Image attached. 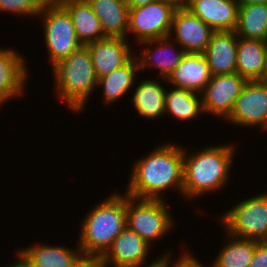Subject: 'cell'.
I'll return each instance as SVG.
<instances>
[{
    "label": "cell",
    "instance_id": "f1b7e54d",
    "mask_svg": "<svg viewBox=\"0 0 267 267\" xmlns=\"http://www.w3.org/2000/svg\"><path fill=\"white\" fill-rule=\"evenodd\" d=\"M170 256H172V253L170 255L167 253L162 255L161 258H158L161 261V267H205L198 259L194 258L189 251L188 253L187 251L183 254L181 253L180 259L178 258L177 261L175 260L173 266Z\"/></svg>",
    "mask_w": 267,
    "mask_h": 267
},
{
    "label": "cell",
    "instance_id": "e0dca14e",
    "mask_svg": "<svg viewBox=\"0 0 267 267\" xmlns=\"http://www.w3.org/2000/svg\"><path fill=\"white\" fill-rule=\"evenodd\" d=\"M267 42L238 37L236 73L247 82L266 81Z\"/></svg>",
    "mask_w": 267,
    "mask_h": 267
},
{
    "label": "cell",
    "instance_id": "603a6c76",
    "mask_svg": "<svg viewBox=\"0 0 267 267\" xmlns=\"http://www.w3.org/2000/svg\"><path fill=\"white\" fill-rule=\"evenodd\" d=\"M124 66L114 69L111 73L101 77L97 81V87L103 88V102L108 106L116 100H120L134 83L135 73L140 70L137 56Z\"/></svg>",
    "mask_w": 267,
    "mask_h": 267
},
{
    "label": "cell",
    "instance_id": "d590c367",
    "mask_svg": "<svg viewBox=\"0 0 267 267\" xmlns=\"http://www.w3.org/2000/svg\"><path fill=\"white\" fill-rule=\"evenodd\" d=\"M148 267H161V261L158 259L155 264L148 266Z\"/></svg>",
    "mask_w": 267,
    "mask_h": 267
},
{
    "label": "cell",
    "instance_id": "2e32d148",
    "mask_svg": "<svg viewBox=\"0 0 267 267\" xmlns=\"http://www.w3.org/2000/svg\"><path fill=\"white\" fill-rule=\"evenodd\" d=\"M12 48H0V106L6 101L21 96L25 91L27 64Z\"/></svg>",
    "mask_w": 267,
    "mask_h": 267
},
{
    "label": "cell",
    "instance_id": "836d02e7",
    "mask_svg": "<svg viewBox=\"0 0 267 267\" xmlns=\"http://www.w3.org/2000/svg\"><path fill=\"white\" fill-rule=\"evenodd\" d=\"M239 5L267 4V0H236Z\"/></svg>",
    "mask_w": 267,
    "mask_h": 267
},
{
    "label": "cell",
    "instance_id": "ba28073f",
    "mask_svg": "<svg viewBox=\"0 0 267 267\" xmlns=\"http://www.w3.org/2000/svg\"><path fill=\"white\" fill-rule=\"evenodd\" d=\"M177 8L175 4L166 0L129 8L128 33L135 35L139 43L168 37Z\"/></svg>",
    "mask_w": 267,
    "mask_h": 267
},
{
    "label": "cell",
    "instance_id": "6da1fadb",
    "mask_svg": "<svg viewBox=\"0 0 267 267\" xmlns=\"http://www.w3.org/2000/svg\"><path fill=\"white\" fill-rule=\"evenodd\" d=\"M183 151L184 148L178 145L165 143L137 160L126 194L135 198L165 200L161 195L164 190L176 188L183 195Z\"/></svg>",
    "mask_w": 267,
    "mask_h": 267
},
{
    "label": "cell",
    "instance_id": "83f0119b",
    "mask_svg": "<svg viewBox=\"0 0 267 267\" xmlns=\"http://www.w3.org/2000/svg\"><path fill=\"white\" fill-rule=\"evenodd\" d=\"M49 0H0V11L25 16H38Z\"/></svg>",
    "mask_w": 267,
    "mask_h": 267
},
{
    "label": "cell",
    "instance_id": "9a60e30c",
    "mask_svg": "<svg viewBox=\"0 0 267 267\" xmlns=\"http://www.w3.org/2000/svg\"><path fill=\"white\" fill-rule=\"evenodd\" d=\"M211 77L210 67L203 53H186L166 81L168 84H173L174 88L200 95Z\"/></svg>",
    "mask_w": 267,
    "mask_h": 267
},
{
    "label": "cell",
    "instance_id": "d4e9b609",
    "mask_svg": "<svg viewBox=\"0 0 267 267\" xmlns=\"http://www.w3.org/2000/svg\"><path fill=\"white\" fill-rule=\"evenodd\" d=\"M238 37L267 42V4L239 5Z\"/></svg>",
    "mask_w": 267,
    "mask_h": 267
},
{
    "label": "cell",
    "instance_id": "7402d4cb",
    "mask_svg": "<svg viewBox=\"0 0 267 267\" xmlns=\"http://www.w3.org/2000/svg\"><path fill=\"white\" fill-rule=\"evenodd\" d=\"M137 86L132 96V103L138 114L148 119L165 116V87L153 79H145Z\"/></svg>",
    "mask_w": 267,
    "mask_h": 267
},
{
    "label": "cell",
    "instance_id": "ffe728a7",
    "mask_svg": "<svg viewBox=\"0 0 267 267\" xmlns=\"http://www.w3.org/2000/svg\"><path fill=\"white\" fill-rule=\"evenodd\" d=\"M98 17L104 35L110 38L128 36V12L126 0H87Z\"/></svg>",
    "mask_w": 267,
    "mask_h": 267
},
{
    "label": "cell",
    "instance_id": "8fae6325",
    "mask_svg": "<svg viewBox=\"0 0 267 267\" xmlns=\"http://www.w3.org/2000/svg\"><path fill=\"white\" fill-rule=\"evenodd\" d=\"M175 32V33H174ZM215 31L185 7H178L173 15L169 37L186 53H203Z\"/></svg>",
    "mask_w": 267,
    "mask_h": 267
},
{
    "label": "cell",
    "instance_id": "4fadbf2b",
    "mask_svg": "<svg viewBox=\"0 0 267 267\" xmlns=\"http://www.w3.org/2000/svg\"><path fill=\"white\" fill-rule=\"evenodd\" d=\"M185 8L215 32L236 30L239 10L236 0H189Z\"/></svg>",
    "mask_w": 267,
    "mask_h": 267
},
{
    "label": "cell",
    "instance_id": "7c38bea8",
    "mask_svg": "<svg viewBox=\"0 0 267 267\" xmlns=\"http://www.w3.org/2000/svg\"><path fill=\"white\" fill-rule=\"evenodd\" d=\"M150 246V247H149ZM149 245L137 233L126 227L112 242L110 248L102 256L105 266L111 264L112 267H148L155 264V259L151 264L145 265L148 257Z\"/></svg>",
    "mask_w": 267,
    "mask_h": 267
},
{
    "label": "cell",
    "instance_id": "7a4b0ae2",
    "mask_svg": "<svg viewBox=\"0 0 267 267\" xmlns=\"http://www.w3.org/2000/svg\"><path fill=\"white\" fill-rule=\"evenodd\" d=\"M234 148L233 145H210L189 155L184 149L183 196L190 200L225 187L231 175Z\"/></svg>",
    "mask_w": 267,
    "mask_h": 267
},
{
    "label": "cell",
    "instance_id": "484cf974",
    "mask_svg": "<svg viewBox=\"0 0 267 267\" xmlns=\"http://www.w3.org/2000/svg\"><path fill=\"white\" fill-rule=\"evenodd\" d=\"M203 111L201 97L192 91L173 88L166 91L165 115L171 114L178 120L188 121L200 115Z\"/></svg>",
    "mask_w": 267,
    "mask_h": 267
},
{
    "label": "cell",
    "instance_id": "3957f363",
    "mask_svg": "<svg viewBox=\"0 0 267 267\" xmlns=\"http://www.w3.org/2000/svg\"><path fill=\"white\" fill-rule=\"evenodd\" d=\"M82 220L79 247L84 254L103 256L114 239L127 227L126 193H112L92 208Z\"/></svg>",
    "mask_w": 267,
    "mask_h": 267
},
{
    "label": "cell",
    "instance_id": "9c48e42d",
    "mask_svg": "<svg viewBox=\"0 0 267 267\" xmlns=\"http://www.w3.org/2000/svg\"><path fill=\"white\" fill-rule=\"evenodd\" d=\"M238 126H261L267 131V81L247 82L226 119Z\"/></svg>",
    "mask_w": 267,
    "mask_h": 267
},
{
    "label": "cell",
    "instance_id": "f546056e",
    "mask_svg": "<svg viewBox=\"0 0 267 267\" xmlns=\"http://www.w3.org/2000/svg\"><path fill=\"white\" fill-rule=\"evenodd\" d=\"M72 267H106L102 256L81 253Z\"/></svg>",
    "mask_w": 267,
    "mask_h": 267
},
{
    "label": "cell",
    "instance_id": "d6a6232c",
    "mask_svg": "<svg viewBox=\"0 0 267 267\" xmlns=\"http://www.w3.org/2000/svg\"><path fill=\"white\" fill-rule=\"evenodd\" d=\"M155 1L158 0H126L128 8L146 6L147 4H150Z\"/></svg>",
    "mask_w": 267,
    "mask_h": 267
},
{
    "label": "cell",
    "instance_id": "e575fe53",
    "mask_svg": "<svg viewBox=\"0 0 267 267\" xmlns=\"http://www.w3.org/2000/svg\"><path fill=\"white\" fill-rule=\"evenodd\" d=\"M166 1L172 2L177 7H185L189 0H166Z\"/></svg>",
    "mask_w": 267,
    "mask_h": 267
},
{
    "label": "cell",
    "instance_id": "8992f818",
    "mask_svg": "<svg viewBox=\"0 0 267 267\" xmlns=\"http://www.w3.org/2000/svg\"><path fill=\"white\" fill-rule=\"evenodd\" d=\"M38 16L43 17L44 40L51 66L83 46L77 38L71 16L60 3L49 1Z\"/></svg>",
    "mask_w": 267,
    "mask_h": 267
},
{
    "label": "cell",
    "instance_id": "d6986e66",
    "mask_svg": "<svg viewBox=\"0 0 267 267\" xmlns=\"http://www.w3.org/2000/svg\"><path fill=\"white\" fill-rule=\"evenodd\" d=\"M171 40L172 38L168 36L155 40H147L140 42V44L143 45H153L152 50L150 49L151 47L148 46V48L144 49L143 52H141V59L137 57L140 70H144L145 67L147 68L151 66L159 68V73L157 76H161L160 78L166 80L168 75L176 68V66L181 62L183 56L186 54V52L182 48H175V45H172L173 42L171 43ZM154 44H156V48L154 49L155 51H153Z\"/></svg>",
    "mask_w": 267,
    "mask_h": 267
},
{
    "label": "cell",
    "instance_id": "5bb4252c",
    "mask_svg": "<svg viewBox=\"0 0 267 267\" xmlns=\"http://www.w3.org/2000/svg\"><path fill=\"white\" fill-rule=\"evenodd\" d=\"M127 42L124 38L107 37L85 45L90 52L98 79L124 66L134 57Z\"/></svg>",
    "mask_w": 267,
    "mask_h": 267
},
{
    "label": "cell",
    "instance_id": "ac0fdd59",
    "mask_svg": "<svg viewBox=\"0 0 267 267\" xmlns=\"http://www.w3.org/2000/svg\"><path fill=\"white\" fill-rule=\"evenodd\" d=\"M238 36L235 31L214 32L203 55L212 75L236 73Z\"/></svg>",
    "mask_w": 267,
    "mask_h": 267
},
{
    "label": "cell",
    "instance_id": "44dd1931",
    "mask_svg": "<svg viewBox=\"0 0 267 267\" xmlns=\"http://www.w3.org/2000/svg\"><path fill=\"white\" fill-rule=\"evenodd\" d=\"M60 4L71 16L77 38L83 46L107 38L87 0H63Z\"/></svg>",
    "mask_w": 267,
    "mask_h": 267
},
{
    "label": "cell",
    "instance_id": "277c9868",
    "mask_svg": "<svg viewBox=\"0 0 267 267\" xmlns=\"http://www.w3.org/2000/svg\"><path fill=\"white\" fill-rule=\"evenodd\" d=\"M52 67L59 98L69 109L82 111L98 81L88 48L82 46Z\"/></svg>",
    "mask_w": 267,
    "mask_h": 267
},
{
    "label": "cell",
    "instance_id": "4316f807",
    "mask_svg": "<svg viewBox=\"0 0 267 267\" xmlns=\"http://www.w3.org/2000/svg\"><path fill=\"white\" fill-rule=\"evenodd\" d=\"M226 235L229 241L220 250L211 267H249L258 241Z\"/></svg>",
    "mask_w": 267,
    "mask_h": 267
},
{
    "label": "cell",
    "instance_id": "4dcf8cb0",
    "mask_svg": "<svg viewBox=\"0 0 267 267\" xmlns=\"http://www.w3.org/2000/svg\"><path fill=\"white\" fill-rule=\"evenodd\" d=\"M249 267H267V241L258 242Z\"/></svg>",
    "mask_w": 267,
    "mask_h": 267
},
{
    "label": "cell",
    "instance_id": "30bf717a",
    "mask_svg": "<svg viewBox=\"0 0 267 267\" xmlns=\"http://www.w3.org/2000/svg\"><path fill=\"white\" fill-rule=\"evenodd\" d=\"M246 83L238 73L212 75L200 94L204 113L227 119Z\"/></svg>",
    "mask_w": 267,
    "mask_h": 267
},
{
    "label": "cell",
    "instance_id": "8d00e7d4",
    "mask_svg": "<svg viewBox=\"0 0 267 267\" xmlns=\"http://www.w3.org/2000/svg\"><path fill=\"white\" fill-rule=\"evenodd\" d=\"M49 1H51V2H55V3H60V2L63 1V0H49Z\"/></svg>",
    "mask_w": 267,
    "mask_h": 267
},
{
    "label": "cell",
    "instance_id": "cb8c5ba5",
    "mask_svg": "<svg viewBox=\"0 0 267 267\" xmlns=\"http://www.w3.org/2000/svg\"><path fill=\"white\" fill-rule=\"evenodd\" d=\"M20 251L32 267H72L73 262L82 253L79 246L73 250L60 245L46 246V244L22 248Z\"/></svg>",
    "mask_w": 267,
    "mask_h": 267
},
{
    "label": "cell",
    "instance_id": "1f68e13d",
    "mask_svg": "<svg viewBox=\"0 0 267 267\" xmlns=\"http://www.w3.org/2000/svg\"><path fill=\"white\" fill-rule=\"evenodd\" d=\"M19 261L14 262L9 264V266L7 265L6 267H32V265L30 264L29 260L23 255V253L19 250L16 253Z\"/></svg>",
    "mask_w": 267,
    "mask_h": 267
},
{
    "label": "cell",
    "instance_id": "5b68a950",
    "mask_svg": "<svg viewBox=\"0 0 267 267\" xmlns=\"http://www.w3.org/2000/svg\"><path fill=\"white\" fill-rule=\"evenodd\" d=\"M165 201L135 198L126 194L127 227L149 245L167 235L174 227L175 221Z\"/></svg>",
    "mask_w": 267,
    "mask_h": 267
},
{
    "label": "cell",
    "instance_id": "52a82bcc",
    "mask_svg": "<svg viewBox=\"0 0 267 267\" xmlns=\"http://www.w3.org/2000/svg\"><path fill=\"white\" fill-rule=\"evenodd\" d=\"M220 218L227 234L258 242L267 241V192L244 199Z\"/></svg>",
    "mask_w": 267,
    "mask_h": 267
}]
</instances>
